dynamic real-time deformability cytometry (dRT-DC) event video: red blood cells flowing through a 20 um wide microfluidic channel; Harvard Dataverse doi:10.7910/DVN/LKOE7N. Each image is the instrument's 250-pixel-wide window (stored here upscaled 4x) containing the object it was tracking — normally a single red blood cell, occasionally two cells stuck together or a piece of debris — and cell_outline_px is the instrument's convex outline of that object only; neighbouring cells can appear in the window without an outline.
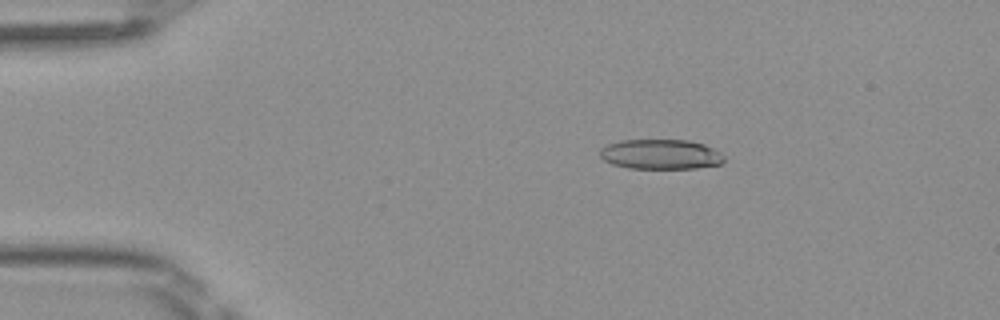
{"species": "Egyptian fruit bat (a non-hibernating species)", "species_latin": "Rousettus aegyptiacus", "temperature_condition": "room temperature", "stored_images_in_passage": 48, "camera_frame_rate_fps": 3000, "um_per_image_px": 0.085, "frame": {"image": 1, "passage_image": 8, "time_ms": 2.333, "image_size_px": [1000, 320], "cell_outline_px": [[724, 160], [720, 164], [696, 168], [628, 168], [612, 164], [604, 160], [600, 156], [600, 148], [608, 144], [620, 140], [688, 140], [704, 144], [720, 152], [724, 156]], "centroid_in_image_um": [56.14, 13.11], "position_along_channel_um": 28.9, "area_um2": 21.62}}
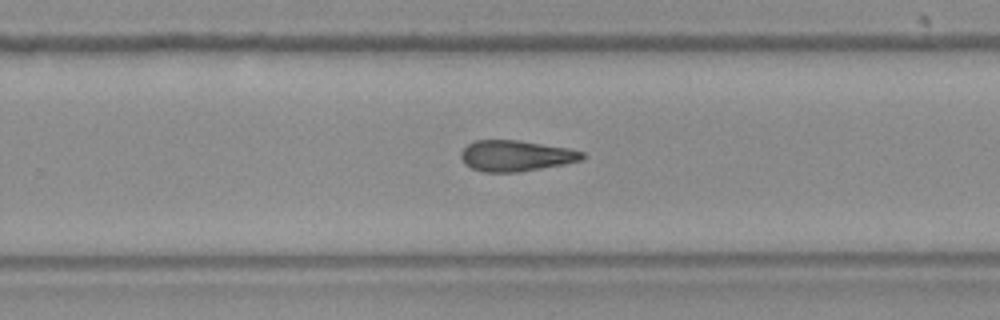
{"frame": {"image": 2, "passage_image": 31, "time_ms": 10.0, "image_size_px": [1000, 320], "cell_outline_px": [[584, 160], [564, 164], [516, 172], [484, 172], [472, 168], [464, 164], [460, 156], [460, 152], [468, 144], [476, 140], [520, 140], [568, 148], [584, 152]], "centroid_in_image_um": [43.84, 13.23], "position_along_channel_um": 286.0, "area_um2": 21.85}}
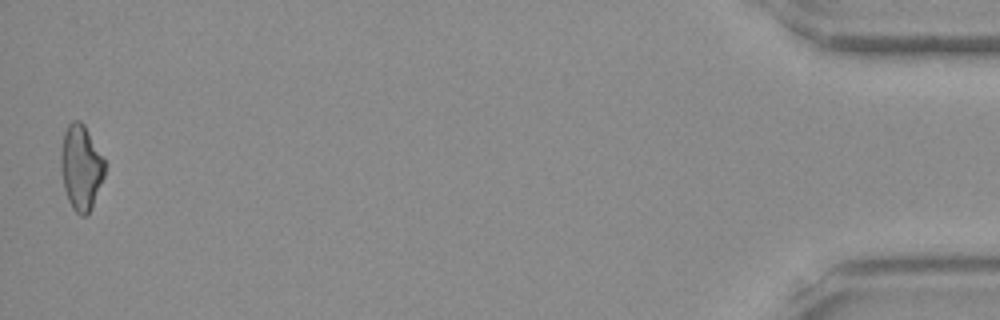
{"frame": {"image": 3, "passage_image": 48, "time_ms": 15.667, "image_size_px": [1000, 320], "cell_outline_px": [[104, 176], [92, 208], [88, 216], [80, 216], [72, 208], [68, 200], [64, 188], [60, 172], [60, 152], [64, 132], [68, 124], [72, 120], [80, 120], [84, 124], [104, 160]], "centroid_in_image_um": [6.86, 14.25], "position_along_channel_um": 428.3, "area_um2": 21.91}}